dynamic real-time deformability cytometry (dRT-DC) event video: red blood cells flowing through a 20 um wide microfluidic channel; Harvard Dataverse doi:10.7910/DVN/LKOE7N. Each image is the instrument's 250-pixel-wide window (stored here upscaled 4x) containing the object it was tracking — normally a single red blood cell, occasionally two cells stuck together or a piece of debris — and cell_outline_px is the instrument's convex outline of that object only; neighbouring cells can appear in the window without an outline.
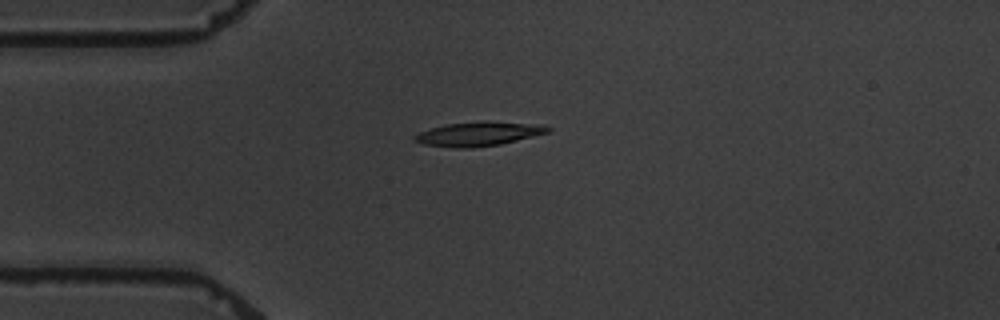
{"species": "common noctule bat (a hibernating species)", "species_latin": "Nyctalus noctula", "temperature_condition": "warm", "stored_images_in_passage": 4, "camera_frame_rate_fps": 3000, "um_per_image_px": 0.085, "animal": {"sex": "male", "body_mass_g": 19.5, "forearm_length_mm": 54.6}, "frame": {"image": 1, "passage_image": 4, "time_ms": 4.333, "image_size_px": [1000, 320], "cell_outline_px": [[552, 128], [548, 132], [500, 144], [472, 148], [456, 148], [424, 144], [412, 140], [412, 136], [420, 132], [432, 128], [448, 124], [484, 120], [488, 120], [540, 124]], "centroid_in_image_um": [40.67, 11.36], "position_along_channel_um": 44.3, "area_um2": 18.79}}